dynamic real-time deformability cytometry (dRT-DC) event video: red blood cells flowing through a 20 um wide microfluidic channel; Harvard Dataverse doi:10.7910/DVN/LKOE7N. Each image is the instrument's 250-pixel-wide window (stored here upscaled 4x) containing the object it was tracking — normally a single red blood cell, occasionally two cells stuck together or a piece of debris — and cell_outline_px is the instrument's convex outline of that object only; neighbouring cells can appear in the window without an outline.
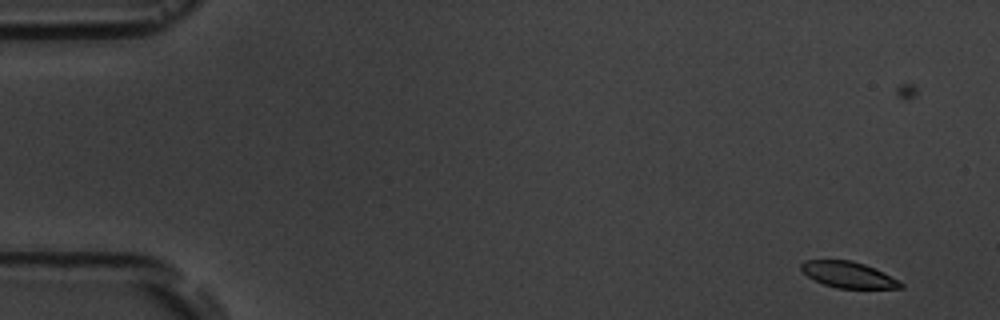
{"species": "common noctule bat (a hibernating species)", "species_latin": "Nyctalus noctula", "temperature_condition": "room temperature", "stored_images_in_passage": 6, "camera_frame_rate_fps": 3000, "um_per_image_px": 0.085, "animal": {"sex": "male", "body_mass_g": 19.5, "forearm_length_mm": 54.6}, "frame": {"image": 1, "passage_image": 1, "time_ms": 0.0, "image_size_px": [1000, 320], "cell_outline_px": [[904, 288], [836, 288], [824, 284], [808, 276], [800, 268], [800, 264], [804, 260], [852, 260], [864, 264], [900, 280], [904, 284]], "centroid_in_image_um": [72.12, 23.35], "position_along_channel_um": 12.9, "area_um2": 15.03}}